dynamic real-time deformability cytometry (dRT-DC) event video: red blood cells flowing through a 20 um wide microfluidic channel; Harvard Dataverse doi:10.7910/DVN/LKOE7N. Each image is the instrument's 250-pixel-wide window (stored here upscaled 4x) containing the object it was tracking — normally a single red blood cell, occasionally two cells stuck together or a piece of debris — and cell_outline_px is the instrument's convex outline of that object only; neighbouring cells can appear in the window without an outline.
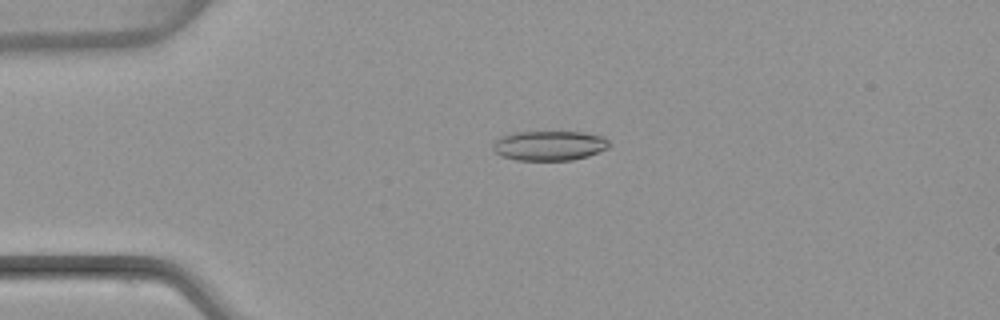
{"species": "common noctule bat (a hibernating species)", "species_latin": "Nyctalus noctula", "temperature_condition": "warm", "stored_images_in_passage": 48, "camera_frame_rate_fps": 3000, "um_per_image_px": 0.085, "animal": {"sex": "female", "body_mass_g": 22.7, "forearm_length_mm": 54.2}, "frame": {"image": 1, "passage_image": 9, "time_ms": 2.667, "image_size_px": [1000, 320], "cell_outline_px": [[612, 144], [608, 148], [588, 156], [572, 160], [516, 160], [500, 156], [492, 148], [492, 144], [496, 140], [504, 136], [516, 132], [584, 132], [604, 136]], "centroid_in_image_um": [46.73, 12.38], "position_along_channel_um": 38.3, "area_um2": 20.23}}
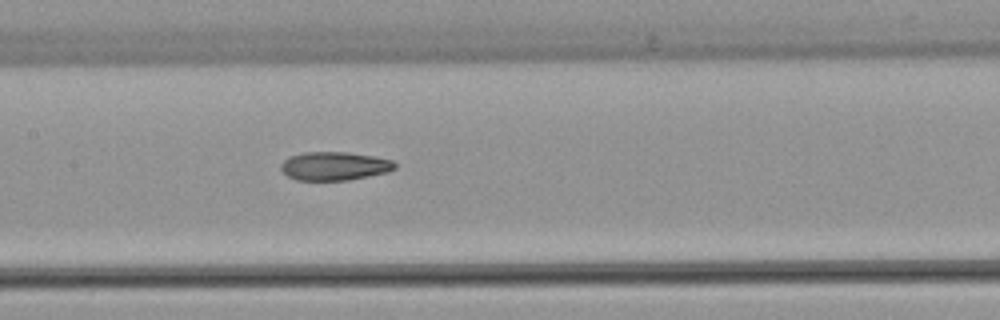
{"frame": {"image": 2, "passage_image": 22, "time_ms": 7.0, "image_size_px": [1000, 320], "cell_outline_px": [[396, 168], [388, 172], [348, 180], [296, 180], [288, 176], [280, 168], [280, 164], [288, 156], [304, 152], [348, 152], [372, 156], [392, 160], [396, 164]], "centroid_in_image_um": [28.41, 14.11], "position_along_channel_um": 179.0, "area_um2": 18.96}}
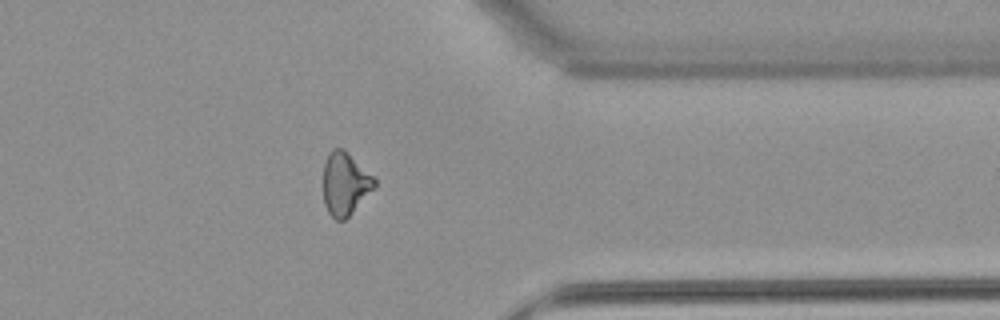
{"frame": {"image": 3, "passage_image": 38, "time_ms": 12.333, "image_size_px": [1000, 320], "cell_outline_px": [[376, 184], [352, 212], [344, 220], [336, 220], [328, 212], [324, 204], [324, 164], [328, 152], [332, 148], [344, 148], [376, 180]], "centroid_in_image_um": [29.29, 15.59], "position_along_channel_um": 382.1, "area_um2": 18.38}, "authors_computed_cell_mechanics": {"area_um2": 19.6809, "velocity_mm_per_s": 3.9935, "shape_relaxation_time_tau1_ms": null, "shape_relaxation_time_tau2_ms": 3.8033, "deformation_change_tau1": null, "deformation_change_tau2": 0.1045}}